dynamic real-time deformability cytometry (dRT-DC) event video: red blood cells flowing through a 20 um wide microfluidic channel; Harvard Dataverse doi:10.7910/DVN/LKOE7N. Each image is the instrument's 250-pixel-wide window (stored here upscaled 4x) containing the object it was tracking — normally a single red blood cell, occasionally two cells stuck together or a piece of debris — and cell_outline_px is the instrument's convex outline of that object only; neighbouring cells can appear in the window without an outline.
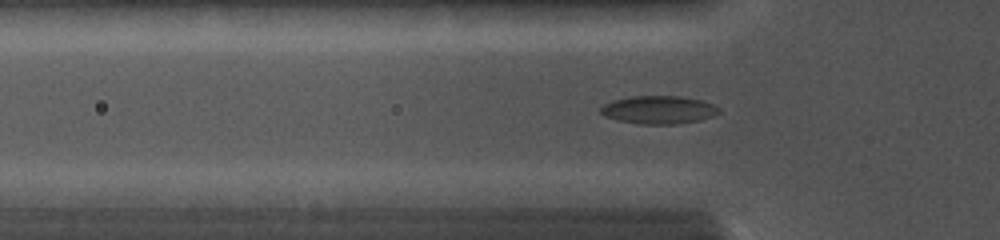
{"species": "common noctule bat (a hibernating species)", "species_latin": "Nyctalus noctula", "temperature_condition": "cold", "stored_images_in_passage": 12, "camera_frame_rate_fps": 5000, "um_per_image_px": 0.085, "animal": {"sex": "female", "body_mass_g": 19.0, "forearm_length_mm": 56.7}, "frame": {"image": 1, "passage_image": 7, "time_ms": 3.0, "image_size_px": [1000, 240], "cell_outline_px": [[720, 112], [712, 116], [700, 120], [676, 124], [640, 124], [616, 120], [604, 116], [600, 112], [600, 108], [604, 104], [612, 100], [632, 96], [680, 96], [700, 100], [712, 104], [720, 108]], "centroid_in_image_um": [55.96, 9.34], "position_along_channel_um": 69.8, "area_um2": 19.36}}
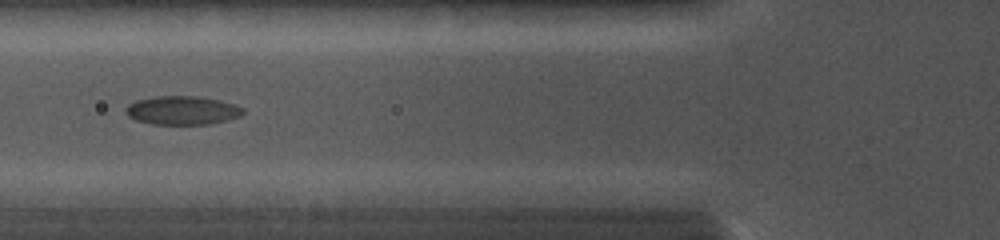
{"frame": {"image": 2, "passage_image": 9, "time_ms": 4.0, "image_size_px": [1000, 240], "cell_outline_px": [[244, 112], [240, 116], [208, 124], [152, 124], [136, 120], [128, 116], [124, 112], [124, 108], [128, 104], [136, 100], [156, 96], [200, 96], [220, 100], [244, 108]], "centroid_in_image_um": [15.45, 9.37], "position_along_channel_um": 110.4, "area_um2": 19.59}}
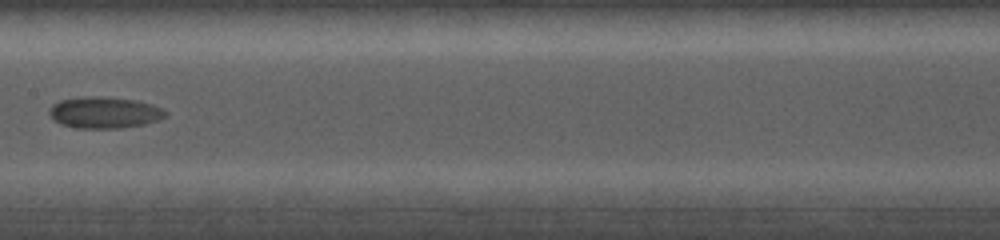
{"frame": {"image": 3, "passage_image": 12, "time_ms": 6.2, "image_size_px": [1000, 240], "cell_outline_px": [[168, 116], [160, 120], [144, 124], [120, 128], [76, 128], [60, 124], [48, 112], [48, 108], [52, 104], [60, 100], [84, 96], [100, 96], [136, 100], [152, 104], [164, 108], [168, 112]], "centroid_in_image_um": [8.91, 9.56], "position_along_channel_um": 198.5, "area_um2": 21.56}}